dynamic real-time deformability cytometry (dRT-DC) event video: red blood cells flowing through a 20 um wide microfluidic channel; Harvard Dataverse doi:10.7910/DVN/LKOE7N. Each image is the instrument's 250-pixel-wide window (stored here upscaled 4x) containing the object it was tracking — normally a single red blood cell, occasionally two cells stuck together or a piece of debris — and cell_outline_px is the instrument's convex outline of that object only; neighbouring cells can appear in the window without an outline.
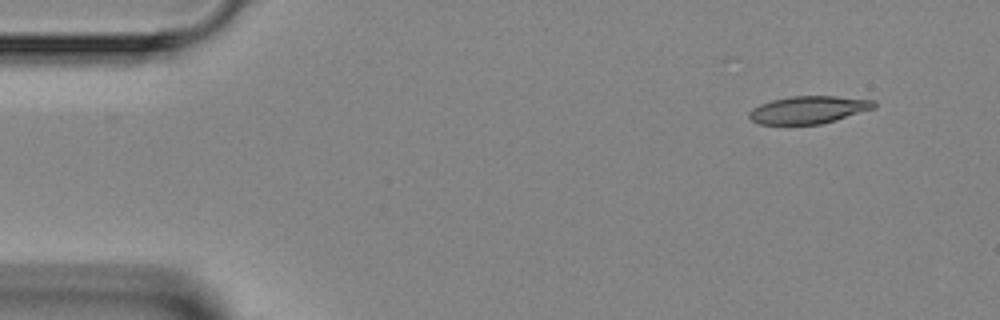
{"species": "Egyptian fruit bat (a non-hibernating species)", "species_latin": "Rousettus aegyptiacus", "temperature_condition": "room temperature", "stored_images_in_passage": 7, "camera_frame_rate_fps": 3000, "um_per_image_px": 0.085, "animal": {"sex": "female"}, "frame": {"image": 1, "passage_image": 1, "time_ms": 0.0, "image_size_px": [1000, 320], "cell_outline_px": [[876, 108], [836, 120], [820, 124], [760, 124], [752, 120], [748, 116], [748, 112], [752, 108], [760, 104], [772, 100], [792, 96], [836, 96], [876, 100]], "centroid_in_image_um": [68.75, 9.32], "position_along_channel_um": 16.2, "area_um2": 20.11}}
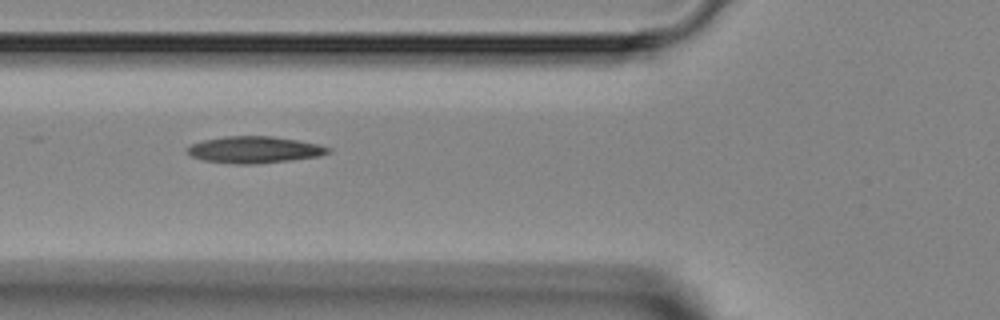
{"frame": {"image": 2, "passage_image": 5, "time_ms": 4.333, "image_size_px": [1000, 320], "cell_outline_px": [[332, 152], [320, 156], [292, 160], [256, 164], [232, 164], [204, 160], [192, 156], [188, 152], [188, 148], [192, 144], [204, 140], [224, 136], [272, 136], [296, 140], [316, 144], [332, 148]], "centroid_in_image_um": [21.66, 12.73], "position_along_channel_um": 104.1, "area_um2": 21.85}}
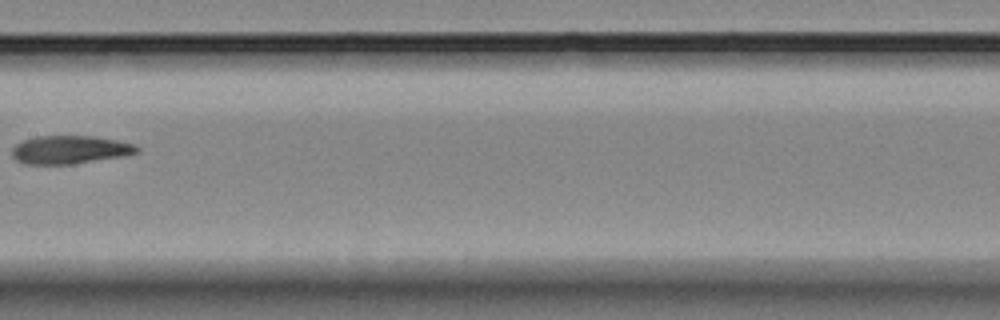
{"frame": {"image": 3, "passage_image": 7, "time_ms": 6.667, "image_size_px": [1000, 320], "cell_outline_px": [[140, 152], [128, 156], [72, 164], [24, 164], [16, 160], [12, 156], [12, 148], [16, 144], [24, 140], [36, 136], [96, 136], [136, 144], [140, 148]], "centroid_in_image_um": [6.0, 12.73], "position_along_channel_um": 201.4, "area_um2": 20.87}}